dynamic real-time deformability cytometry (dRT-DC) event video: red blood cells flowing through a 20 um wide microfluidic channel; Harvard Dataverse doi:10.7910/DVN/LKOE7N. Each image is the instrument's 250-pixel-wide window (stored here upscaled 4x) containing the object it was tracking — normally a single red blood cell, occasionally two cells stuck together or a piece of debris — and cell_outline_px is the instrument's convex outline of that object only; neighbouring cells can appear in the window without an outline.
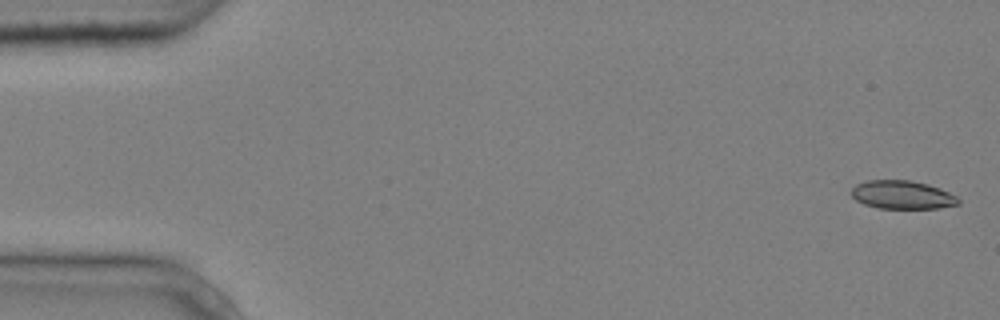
{"species": "common noctule bat (a hibernating species)", "species_latin": "Nyctalus noctula", "temperature_condition": "cold", "stored_images_in_passage": 6, "camera_frame_rate_fps": 3000, "um_per_image_px": 0.085, "animal": {"sex": "male", "body_mass_g": 20.4}, "frame": {"image": 1, "passage_image": 1, "time_ms": 0.0, "image_size_px": [1000, 320], "cell_outline_px": [[960, 204], [940, 208], [876, 208], [864, 204], [856, 200], [852, 196], [852, 188], [856, 184], [868, 180], [912, 180], [928, 184], [940, 188], [956, 196], [960, 200]], "centroid_in_image_um": [76.7, 16.56], "position_along_channel_um": 8.3, "area_um2": 17.74}}
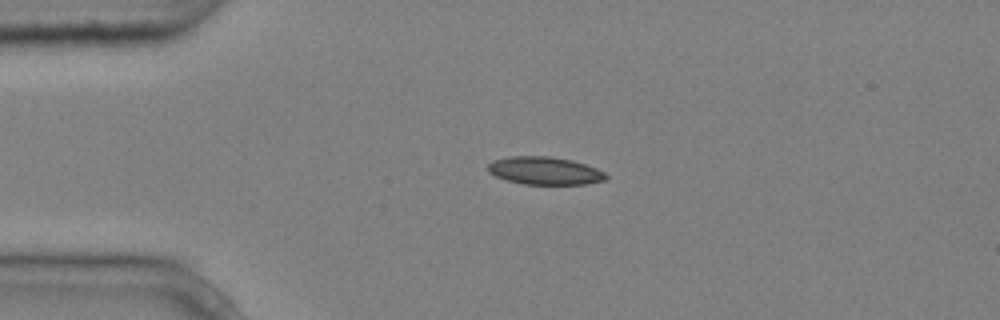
{"frame": {"image": 2, "passage_image": 4, "time_ms": 1.0, "image_size_px": [1000, 320], "cell_outline_px": [[608, 176], [604, 180], [584, 184], [524, 184], [508, 180], [496, 176], [488, 172], [488, 164], [492, 160], [508, 156], [548, 156], [572, 160], [596, 168], [604, 172]], "centroid_in_image_um": [46.27, 14.5], "position_along_channel_um": 38.7, "area_um2": 19.02}}
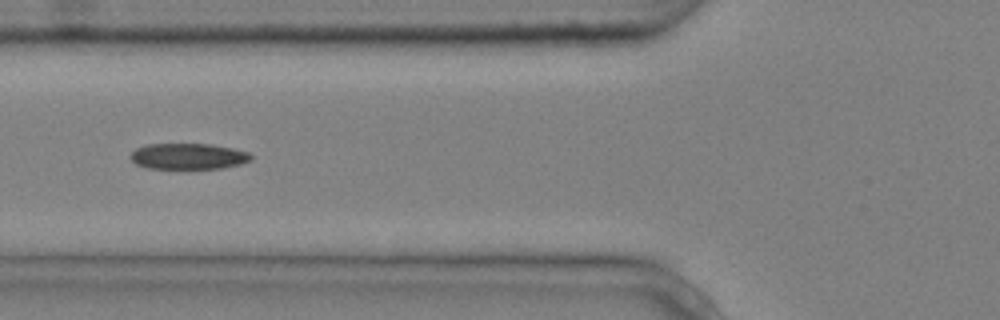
{"frame": {"image": 3, "passage_image": 6, "time_ms": 1.667, "image_size_px": [1000, 320], "cell_outline_px": [[252, 160], [240, 164], [224, 168], [148, 168], [136, 164], [128, 156], [136, 148], [148, 144], [212, 144], [232, 148], [248, 152], [252, 156]], "centroid_in_image_um": [16.0, 13.28], "position_along_channel_um": 109.8, "area_um2": 18.21}}